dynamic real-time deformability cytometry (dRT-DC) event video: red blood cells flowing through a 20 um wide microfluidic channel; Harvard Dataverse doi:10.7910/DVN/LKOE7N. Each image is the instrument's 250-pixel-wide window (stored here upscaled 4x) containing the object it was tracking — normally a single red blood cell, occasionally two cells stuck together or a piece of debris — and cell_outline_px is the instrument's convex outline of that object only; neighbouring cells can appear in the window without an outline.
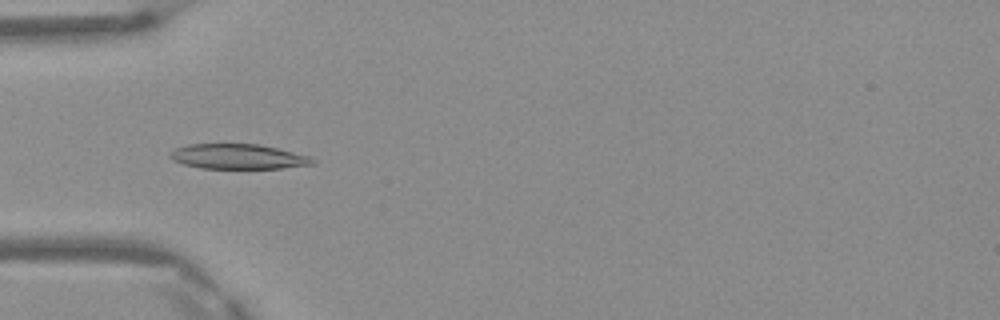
{"species": "Egyptian fruit bat (a non-hibernating species)", "species_latin": "Rousettus aegyptiacus", "temperature_condition": "warm", "stored_images_in_passage": 6, "camera_frame_rate_fps": 3000, "um_per_image_px": 0.085, "frame": {"image": 1, "passage_image": 5, "time_ms": 1.333, "image_size_px": [1000, 320], "cell_outline_px": [[316, 164], [280, 168], [200, 168], [184, 164], [172, 160], [168, 156], [168, 152], [176, 148], [188, 144], [256, 144], [276, 148], [308, 156], [316, 160]], "centroid_in_image_um": [20.19, 13.31], "position_along_channel_um": 64.8, "area_um2": 20.63}}
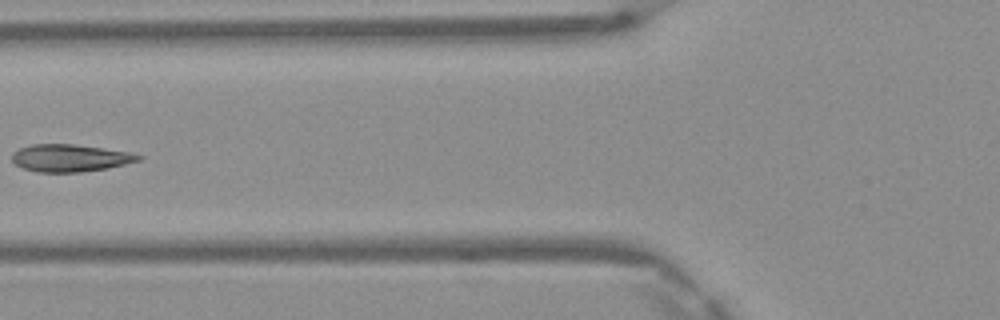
{"frame": {"image": 2, "passage_image": 6, "time_ms": 1.667, "image_size_px": [1000, 320], "cell_outline_px": [[144, 156], [140, 160], [108, 168], [80, 172], [36, 172], [24, 168], [16, 164], [12, 160], [12, 152], [20, 148], [32, 144], [72, 144], [128, 152]], "centroid_in_image_um": [5.93, 13.43], "position_along_channel_um": 119.9, "area_um2": 19.94}}